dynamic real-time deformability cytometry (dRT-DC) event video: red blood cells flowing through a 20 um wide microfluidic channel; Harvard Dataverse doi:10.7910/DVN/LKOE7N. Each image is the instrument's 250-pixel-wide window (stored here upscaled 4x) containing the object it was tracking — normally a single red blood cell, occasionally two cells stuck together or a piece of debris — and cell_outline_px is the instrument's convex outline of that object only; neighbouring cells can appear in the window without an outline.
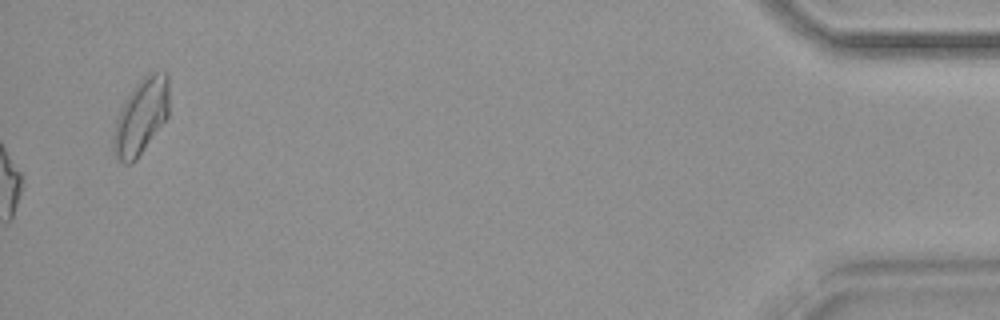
{"species": "common noctule bat (a hibernating species)", "species_latin": "Nyctalus noctula", "temperature_condition": "warm", "stored_images_in_passage": 54, "camera_frame_rate_fps": 3000, "um_per_image_px": 0.085, "animal": {"sex": "female", "body_mass_g": 18.4}, "frame": {"image": 1, "passage_image": 54, "time_ms": 17.667, "image_size_px": [1000, 320], "cell_outline_px": [[168, 116], [136, 160], [132, 164], [124, 164], [116, 160], [112, 152], [112, 140], [116, 120], [120, 108], [124, 100], [132, 88], [148, 72], [168, 72]], "centroid_in_image_um": [11.95, 9.93], "position_along_channel_um": 423.2, "area_um2": 24.8}, "authors_computed_cell_mechanics": {"area_um2": 18.8428, "velocity_mm_per_s": 3.8456, "shape_relaxation_time_tau1_ms": null, "shape_relaxation_time_tau2_ms": 4.8188, "deformation_change_tau1": null, "deformation_change_tau2": 0.1308}}